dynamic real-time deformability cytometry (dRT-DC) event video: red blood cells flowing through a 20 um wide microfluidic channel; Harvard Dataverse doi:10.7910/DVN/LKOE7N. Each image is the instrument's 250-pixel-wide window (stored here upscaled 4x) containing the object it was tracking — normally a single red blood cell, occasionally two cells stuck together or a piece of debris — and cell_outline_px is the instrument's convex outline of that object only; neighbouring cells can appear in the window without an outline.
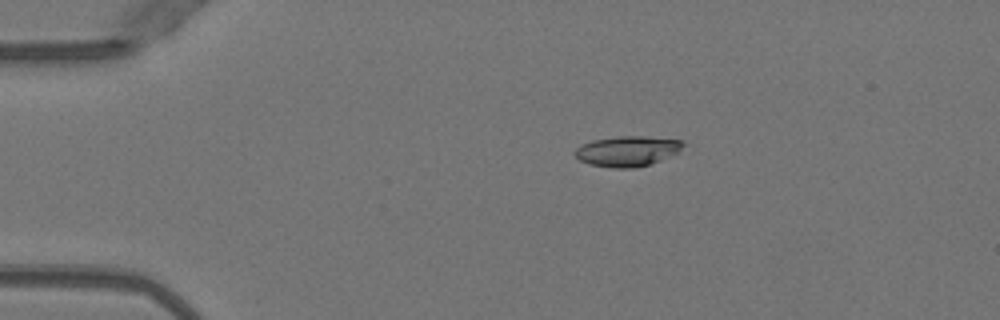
{"species": "Egyptian fruit bat (a non-hibernating species)", "species_latin": "Rousettus aegyptiacus", "temperature_condition": "warm", "stored_images_in_passage": 51, "camera_frame_rate_fps": 3000, "um_per_image_px": 0.085, "animal": {"sex": "female"}, "frame": {"image": 1, "passage_image": 10, "time_ms": 3.0, "image_size_px": [1000, 320], "cell_outline_px": [[688, 144], [676, 152], [660, 160], [648, 164], [632, 168], [612, 168], [588, 164], [580, 160], [572, 152], [580, 144], [592, 140], [620, 136], [644, 136], [680, 140]], "centroid_in_image_um": [53.28, 12.84], "position_along_channel_um": 31.7, "area_um2": 19.07}}
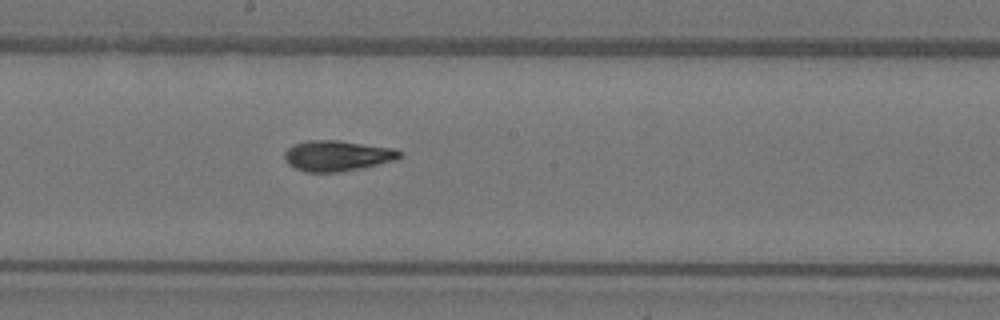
{"frame": {"image": 2, "passage_image": 28, "time_ms": 9.0, "image_size_px": [1000, 320], "cell_outline_px": [[404, 156], [396, 160], [360, 168], [340, 172], [304, 172], [288, 164], [284, 160], [284, 152], [288, 148], [296, 144], [308, 140], [336, 140], [396, 148], [404, 152]], "centroid_in_image_um": [28.7, 13.24], "position_along_channel_um": 219.5, "area_um2": 20.69}}
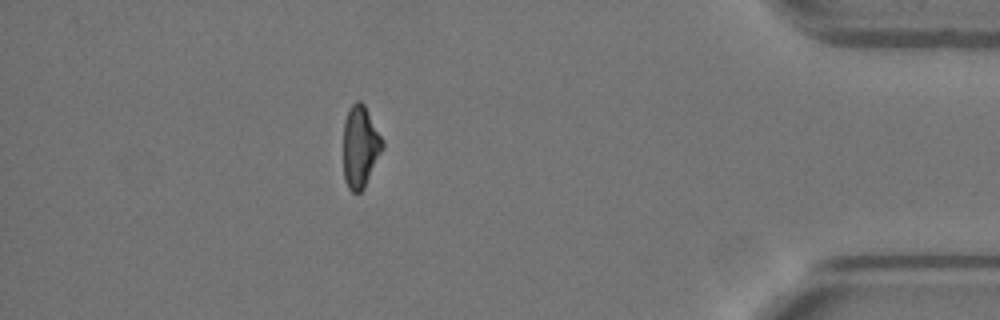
{"frame": {"image": 3, "passage_image": 45, "time_ms": 14.667, "image_size_px": [1000, 320], "cell_outline_px": [[384, 148], [364, 188], [360, 192], [352, 192], [348, 188], [344, 180], [344, 120], [348, 108], [356, 100], [360, 100], [364, 104], [384, 140]], "centroid_in_image_um": [30.63, 12.45], "position_along_channel_um": 404.6, "area_um2": 18.9}, "authors_computed_cell_mechanics": {"area_um2": 19.5942, "velocity_mm_per_s": 4.0373, "shape_relaxation_time_tau1_ms": 10.7733, "shape_relaxation_time_tau2_ms": 3.1699, "deformation_change_tau1": 0.3121, "deformation_change_tau2": 0.0765}}